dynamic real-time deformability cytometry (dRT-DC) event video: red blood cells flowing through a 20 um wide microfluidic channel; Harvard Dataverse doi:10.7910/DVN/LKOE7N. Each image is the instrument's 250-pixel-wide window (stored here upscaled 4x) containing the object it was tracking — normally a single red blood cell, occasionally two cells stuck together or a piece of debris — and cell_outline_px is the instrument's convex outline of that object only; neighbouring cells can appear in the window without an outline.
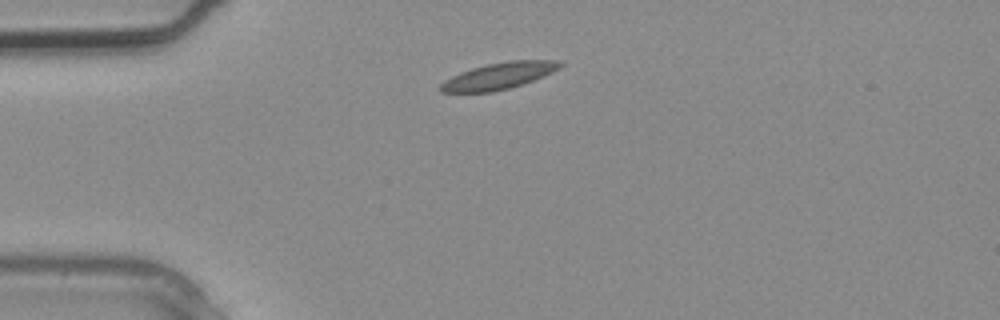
{"species": "common noctule bat (a hibernating species)", "species_latin": "Nyctalus noctula", "temperature_condition": "warm", "stored_images_in_passage": 1, "camera_frame_rate_fps": 3000, "um_per_image_px": 0.085, "animal": {"sex": "male", "body_mass_g": 20.4}, "frame": {"image": 1, "passage_image": 1, "time_ms": 0.0, "image_size_px": [1000, 320], "cell_outline_px": [[564, 64], [560, 68], [544, 76], [524, 84], [492, 92], [440, 92], [436, 88], [444, 80], [460, 72], [472, 68], [488, 64], [508, 60], [564, 60]], "centroid_in_image_um": [42.42, 6.44], "position_along_channel_um": 42.6, "area_um2": 18.73}}